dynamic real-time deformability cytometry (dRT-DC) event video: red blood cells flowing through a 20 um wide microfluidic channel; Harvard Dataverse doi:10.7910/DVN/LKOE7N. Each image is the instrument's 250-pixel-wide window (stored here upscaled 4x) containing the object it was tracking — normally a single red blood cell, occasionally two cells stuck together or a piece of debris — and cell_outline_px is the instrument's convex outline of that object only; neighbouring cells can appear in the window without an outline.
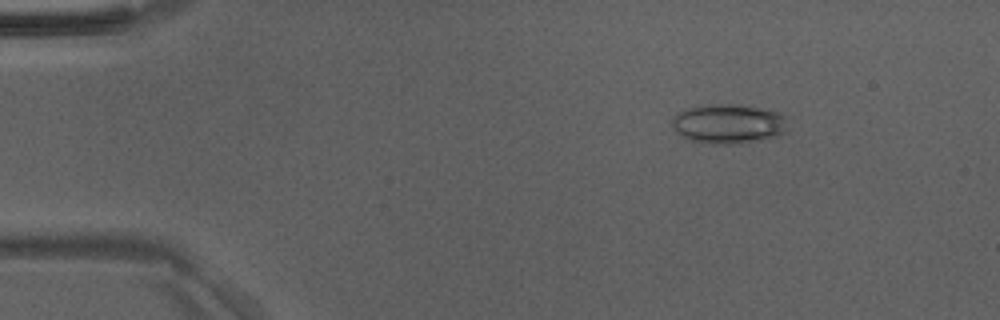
{"species": "Egyptian fruit bat (a non-hibernating species)", "species_latin": "Rousettus aegyptiacus", "temperature_condition": "room temperature", "stored_images_in_passage": 50, "camera_frame_rate_fps": 3000, "um_per_image_px": 0.085, "animal": {"sex": "male"}, "frame": {"image": 1, "passage_image": 7, "time_ms": 2.0, "image_size_px": [1000, 320], "cell_outline_px": [[788, 132], [776, 136], [736, 144], [704, 144], [680, 136], [672, 128], [672, 116], [684, 108], [708, 104], [732, 104], [760, 108], [780, 112], [784, 116]], "centroid_in_image_um": [61.87, 10.52], "position_along_channel_um": 23.1, "area_um2": 26.93}}
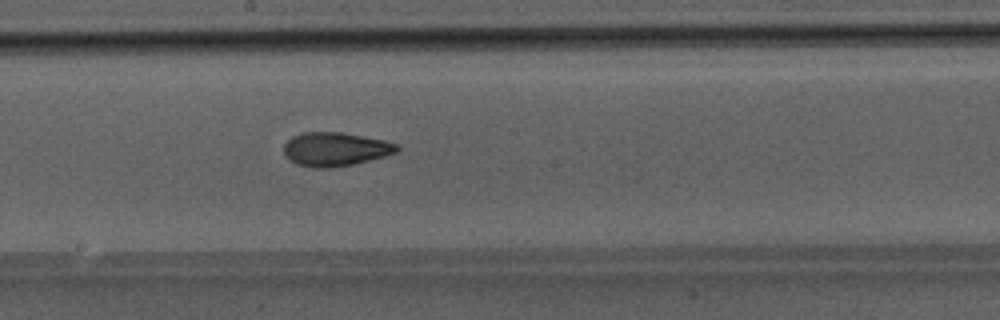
{"frame": {"image": 2, "passage_image": 27, "time_ms": 8.667, "image_size_px": [1000, 320], "cell_outline_px": [[400, 148], [396, 152], [384, 156], [352, 164], [328, 168], [316, 168], [296, 164], [284, 152], [284, 144], [292, 136], [304, 132], [340, 132], [384, 140], [400, 144]], "centroid_in_image_um": [28.51, 12.67], "position_along_channel_um": 219.7, "area_um2": 22.02}}
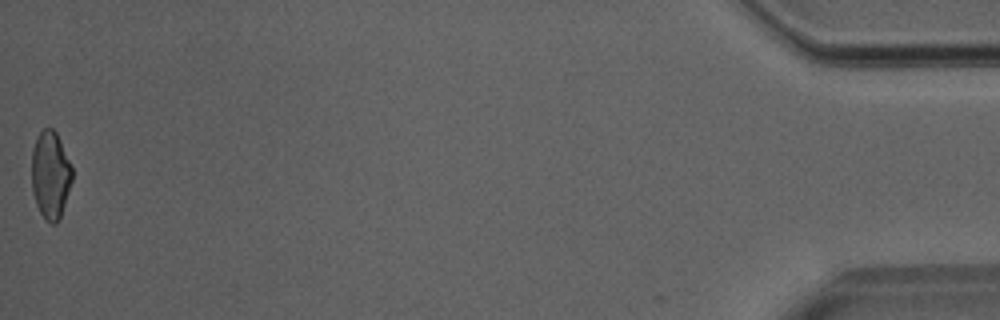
{"frame": {"image": 3, "passage_image": 49, "time_ms": 16.0, "image_size_px": [1000, 320], "cell_outline_px": [[72, 180], [60, 220], [56, 224], [48, 224], [44, 220], [36, 204], [32, 192], [32, 148], [40, 132], [44, 128], [52, 128], [56, 132], [60, 140], [72, 168]], "centroid_in_image_um": [4.28, 14.92], "position_along_channel_um": 430.9, "area_um2": 20.81}}